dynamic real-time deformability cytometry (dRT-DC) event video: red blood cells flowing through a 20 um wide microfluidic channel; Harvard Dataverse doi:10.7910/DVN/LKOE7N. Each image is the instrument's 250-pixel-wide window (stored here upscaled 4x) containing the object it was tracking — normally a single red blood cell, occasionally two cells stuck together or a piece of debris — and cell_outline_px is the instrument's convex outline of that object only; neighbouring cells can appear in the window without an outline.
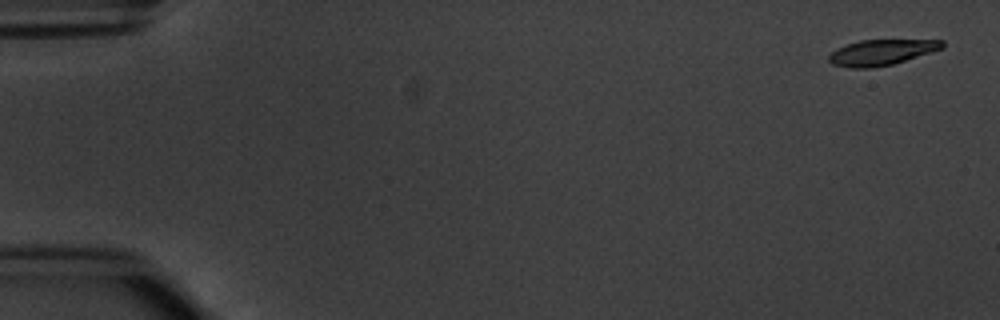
{"species": "common noctule bat (a hibernating species)", "species_latin": "Nyctalus noctula", "temperature_condition": "warm", "stored_images_in_passage": 5, "camera_frame_rate_fps": 3000, "um_per_image_px": 0.085, "animal": {"sex": "male", "body_mass_g": 20.1, "forearm_length_mm": 53.5}, "frame": {"image": 1, "passage_image": 1, "time_ms": 0.0, "image_size_px": [1000, 320], "cell_outline_px": [[944, 48], [892, 64], [872, 68], [848, 68], [832, 64], [828, 60], [828, 56], [836, 48], [860, 40], [944, 40]], "centroid_in_image_um": [74.9, 4.45], "position_along_channel_um": 10.1, "area_um2": 16.88}}
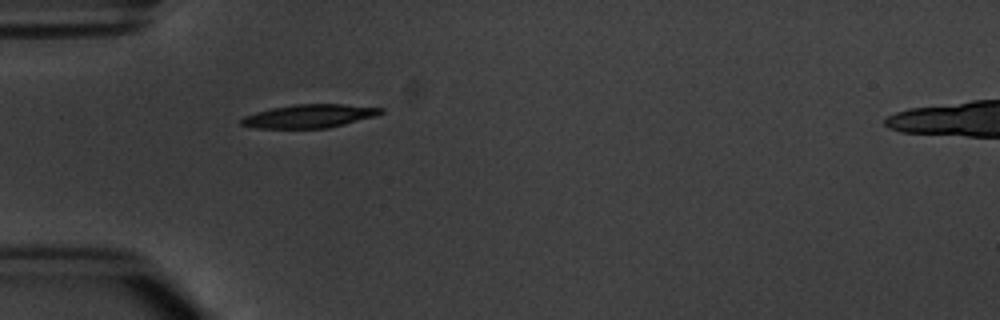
{"frame": {"image": 2, "passage_image": 5, "time_ms": 5.0, "image_size_px": [1000, 320], "cell_outline_px": [[384, 112], [376, 116], [328, 128], [256, 128], [240, 124], [240, 120], [244, 116], [256, 112], [272, 108], [292, 104], [344, 104], [384, 108]], "centroid_in_image_um": [26.31, 9.86], "position_along_channel_um": 58.7, "area_um2": 19.02}}